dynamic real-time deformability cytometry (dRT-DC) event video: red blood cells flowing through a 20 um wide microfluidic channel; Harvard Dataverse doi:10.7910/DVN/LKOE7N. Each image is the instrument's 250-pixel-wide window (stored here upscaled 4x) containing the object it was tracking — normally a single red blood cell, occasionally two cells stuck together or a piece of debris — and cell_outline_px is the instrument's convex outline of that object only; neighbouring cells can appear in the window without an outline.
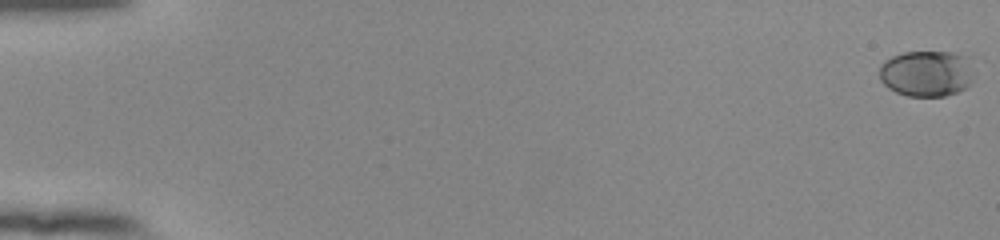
{"species": "human", "species_latin": "Homo sapiens", "temperature_condition": "room temperature", "stored_images_in_passage": 54, "camera_frame_rate_fps": 3000, "um_per_image_px": 0.085, "donor": {"sex": "female"}, "frame": {"image": 1, "passage_image": 1, "time_ms": 0.0, "image_size_px": [1000, 240], "cell_outline_px": [[972, 76], [968, 88], [944, 96], [908, 96], [896, 92], [888, 88], [880, 80], [880, 64], [884, 60], [892, 56], [904, 52], [952, 52], [968, 56]], "centroid_in_image_um": [78.74, 6.24], "position_along_channel_um": 6.3, "area_um2": 25.49}}
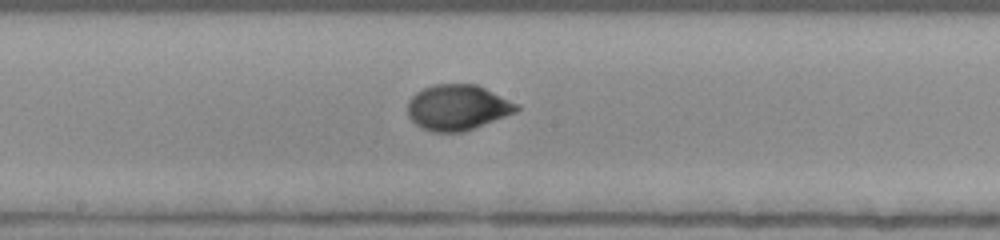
{"frame": {"image": 2, "passage_image": 31, "time_ms": 10.0, "image_size_px": [1000, 240], "cell_outline_px": [[520, 108], [516, 112], [464, 132], [432, 132], [420, 128], [408, 116], [408, 100], [416, 92], [432, 84], [476, 84], [520, 104]], "centroid_in_image_um": [38.89, 9.13], "position_along_channel_um": 209.3, "area_um2": 29.07}}
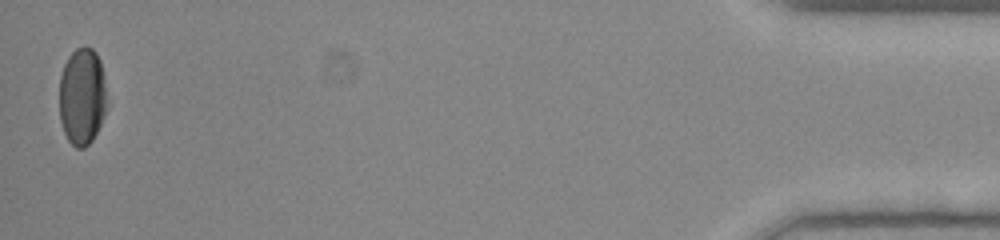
{"frame": {"image": 3, "passage_image": 54, "time_ms": 17.667, "image_size_px": [1000, 240], "cell_outline_px": [[108, 108], [92, 140], [84, 148], [76, 148], [68, 140], [64, 132], [60, 120], [60, 76], [64, 64], [68, 56], [76, 48], [92, 48], [96, 52], [100, 60], [104, 76], [108, 104]], "centroid_in_image_um": [7.0, 8.2], "position_along_channel_um": 428.2, "area_um2": 27.17}, "authors_computed_cell_mechanics": {"area_um2": 27.6862, "velocity_mm_per_s": 3.9446, "shape_relaxation_time_tau1_ms": 4.6976, "shape_relaxation_time_tau2_ms": null, "deformation_change_tau1": 0.184, "deformation_change_tau2": null}}